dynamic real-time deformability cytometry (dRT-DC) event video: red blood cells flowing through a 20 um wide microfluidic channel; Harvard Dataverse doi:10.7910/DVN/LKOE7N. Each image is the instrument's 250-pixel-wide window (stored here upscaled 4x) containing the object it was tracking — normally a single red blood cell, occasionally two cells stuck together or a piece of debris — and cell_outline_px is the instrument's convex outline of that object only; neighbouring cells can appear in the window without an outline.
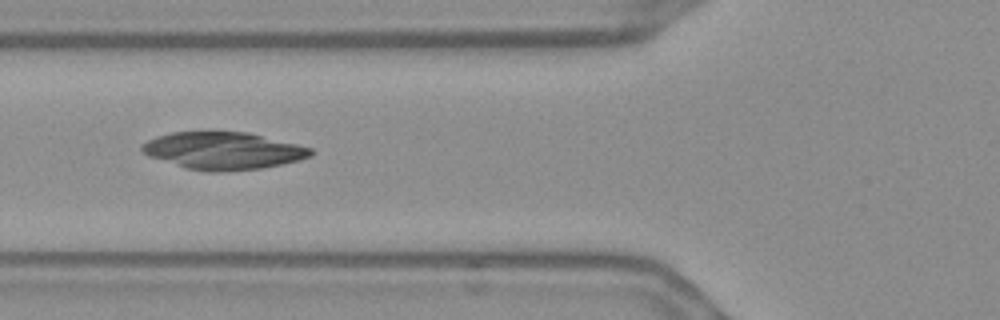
{"species": "Egyptian fruit bat (a non-hibernating species)", "species_latin": "Rousettus aegyptiacus", "temperature_condition": "warm", "stored_images_in_passage": 38, "camera_frame_rate_fps": 3000, "um_per_image_px": 0.085, "frame": {"image": 1, "passage_image": 4, "time_ms": 1.0, "image_size_px": [1000, 320], "cell_outline_px": [[316, 152], [312, 156], [300, 160], [264, 168], [224, 172], [208, 172], [184, 168], [148, 156], [140, 152], [140, 144], [156, 136], [172, 132], [248, 132], [312, 148]], "centroid_in_image_um": [18.95, 12.83], "position_along_channel_um": 106.8, "area_um2": 37.11}}
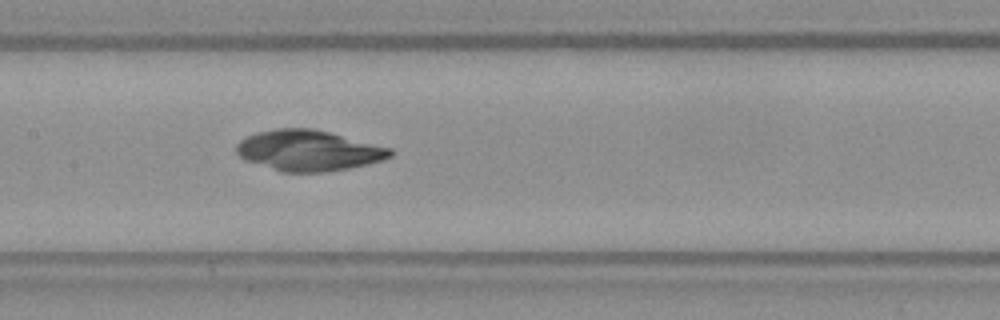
{"frame": {"image": 2, "passage_image": 10, "time_ms": 3.0, "image_size_px": [1000, 320], "cell_outline_px": [[392, 156], [380, 160], [348, 168], [324, 172], [280, 172], [244, 160], [236, 152], [236, 144], [240, 140], [256, 132], [276, 128], [312, 128], [392, 148]], "centroid_in_image_um": [26.17, 12.79], "position_along_channel_um": 181.2, "area_um2": 36.3}}
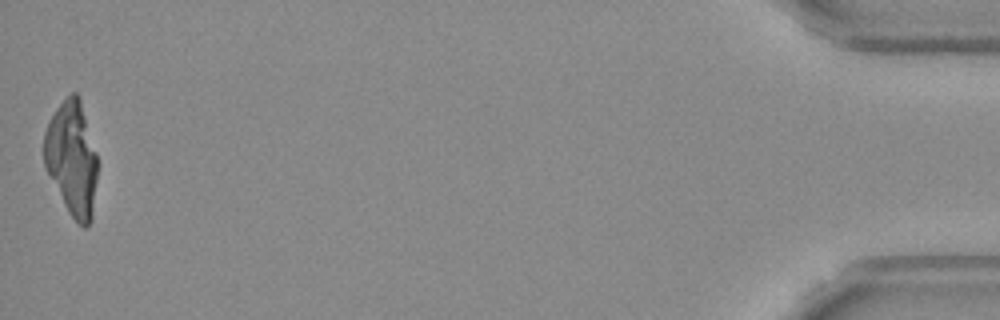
{"frame": {"image": 3, "passage_image": 38, "time_ms": 12.333, "image_size_px": [1000, 320], "cell_outline_px": [[100, 164], [92, 220], [84, 228], [68, 212], [44, 168], [44, 132], [48, 120], [56, 108], [72, 92], [76, 92], [80, 96]], "centroid_in_image_um": [6.14, 13.48], "position_along_channel_um": 429.1, "area_um2": 36.47}}